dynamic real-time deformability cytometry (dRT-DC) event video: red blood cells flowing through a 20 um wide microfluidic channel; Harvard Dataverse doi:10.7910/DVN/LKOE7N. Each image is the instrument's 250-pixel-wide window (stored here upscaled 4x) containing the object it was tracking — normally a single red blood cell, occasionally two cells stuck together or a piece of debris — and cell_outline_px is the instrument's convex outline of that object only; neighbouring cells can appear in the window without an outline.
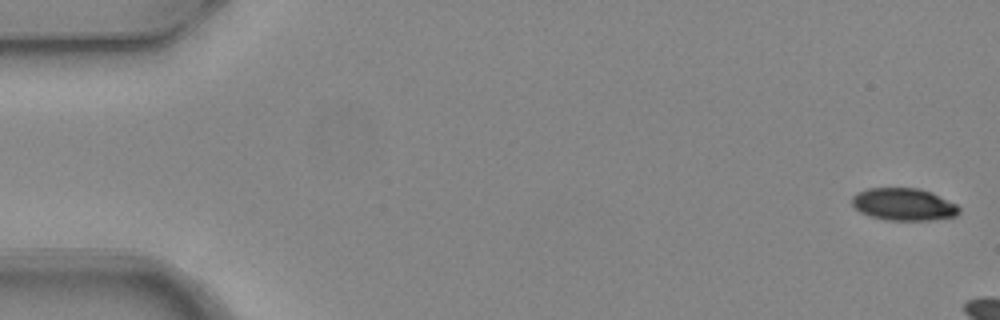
{"species": "common noctule bat (a hibernating species)", "species_latin": "Nyctalus noctula", "temperature_condition": "warm", "stored_images_in_passage": 5, "segment_of_instrument_passage": [2, 2], "camera_frame_rate_fps": 3000, "um_per_image_px": 0.085, "animal": {"sex": "female", "body_mass_g": 24.6, "forearm_length_mm": 56.2}, "frame": {"image": 1, "passage_image": 5, "time_ms": 1.333, "image_size_px": [1000, 320], "cell_outline_px": [[960, 212], [956, 216], [932, 220], [888, 220], [872, 216], [860, 212], [852, 204], [852, 196], [856, 192], [868, 188], [920, 188], [932, 192], [956, 204], [960, 208]], "centroid_in_image_um": [76.82, 17.36], "position_along_channel_um": 8.2, "area_um2": 20.23}}